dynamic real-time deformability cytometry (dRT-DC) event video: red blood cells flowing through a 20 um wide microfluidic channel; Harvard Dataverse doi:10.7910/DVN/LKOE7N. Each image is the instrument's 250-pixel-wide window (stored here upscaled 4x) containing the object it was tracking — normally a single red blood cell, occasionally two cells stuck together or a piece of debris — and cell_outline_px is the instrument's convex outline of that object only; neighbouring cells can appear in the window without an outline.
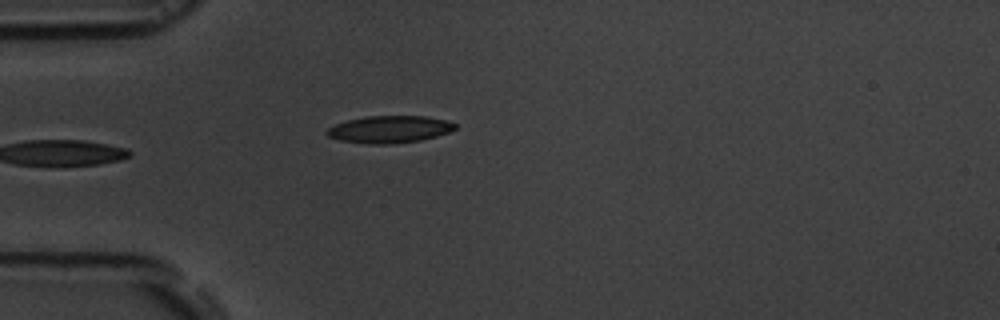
{"species": "common noctule bat (a hibernating species)", "species_latin": "Nyctalus noctula", "temperature_condition": "room temperature", "stored_images_in_passage": 6, "camera_frame_rate_fps": 3000, "um_per_image_px": 0.085, "animal": {"sex": "male", "body_mass_g": 19.5, "forearm_length_mm": 54.6}, "frame": {"image": 1, "passage_image": 5, "time_ms": 5.333, "image_size_px": [1000, 320], "cell_outline_px": [[456, 128], [448, 132], [436, 136], [420, 140], [388, 144], [368, 144], [340, 140], [328, 136], [324, 132], [328, 128], [336, 124], [348, 120], [364, 116], [424, 116], [444, 120], [456, 124]], "centroid_in_image_um": [33.07, 10.99], "position_along_channel_um": 51.9, "area_um2": 20.11}}